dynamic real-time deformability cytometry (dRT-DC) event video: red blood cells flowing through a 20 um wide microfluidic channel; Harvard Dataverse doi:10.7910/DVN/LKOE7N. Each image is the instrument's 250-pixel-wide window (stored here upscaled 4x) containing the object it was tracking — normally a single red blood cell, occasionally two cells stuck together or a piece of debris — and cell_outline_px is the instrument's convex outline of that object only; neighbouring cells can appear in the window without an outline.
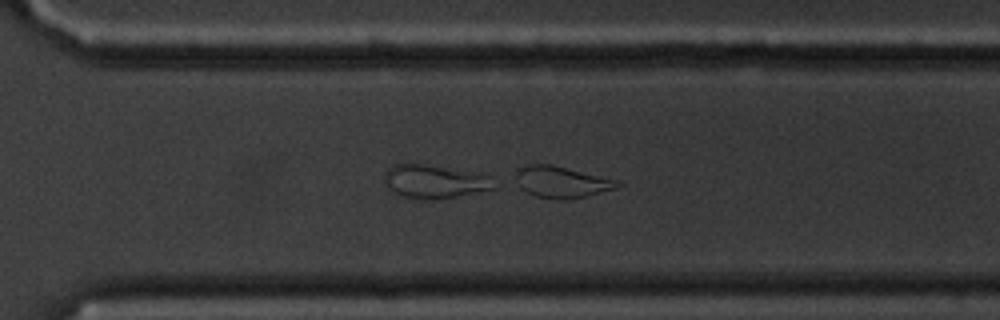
{"species": "common noctule bat (a hibernating species)", "species_latin": "Nyctalus noctula", "temperature_condition": "cold", "stored_images_in_passage": 45, "camera_frame_rate_fps": 3000, "um_per_image_px": 0.085, "animal": {"sex": "male", "body_mass_g": 20.1, "forearm_length_mm": 53.5}, "frame": {"image": 1, "passage_image": 27, "time_ms": 8.667, "image_size_px": [1000, 320], "cell_outline_px": [[624, 184], [616, 188], [584, 196], [564, 200], [556, 200], [536, 196], [520, 188], [516, 176], [516, 172], [520, 168], [528, 164], [552, 164], [624, 180]], "centroid_in_image_um": [47.83, 15.45], "position_along_channel_um": 322.8, "area_um2": 18.96}}
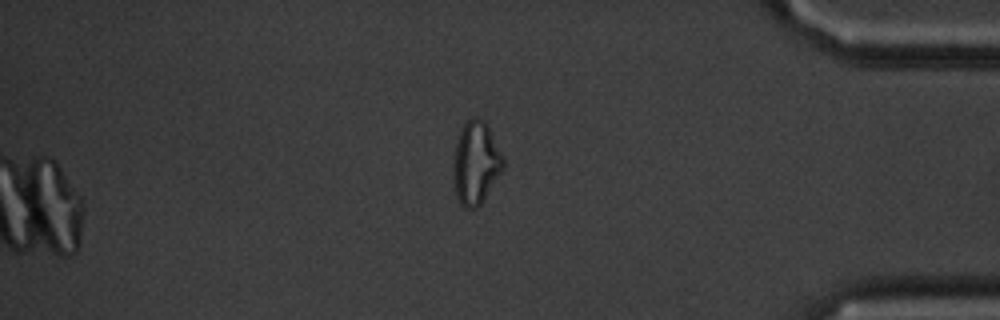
{"frame": {"image": 2, "passage_image": 45, "time_ms": 14.667, "image_size_px": [1000, 320], "cell_outline_px": [[504, 168], [484, 200], [476, 208], [464, 208], [460, 204], [456, 196], [452, 184], [452, 164], [456, 140], [464, 124], [472, 116], [476, 116], [484, 120], [488, 124], [504, 156]], "centroid_in_image_um": [40.43, 13.85], "position_along_channel_um": 394.8, "area_um2": 24.8}}